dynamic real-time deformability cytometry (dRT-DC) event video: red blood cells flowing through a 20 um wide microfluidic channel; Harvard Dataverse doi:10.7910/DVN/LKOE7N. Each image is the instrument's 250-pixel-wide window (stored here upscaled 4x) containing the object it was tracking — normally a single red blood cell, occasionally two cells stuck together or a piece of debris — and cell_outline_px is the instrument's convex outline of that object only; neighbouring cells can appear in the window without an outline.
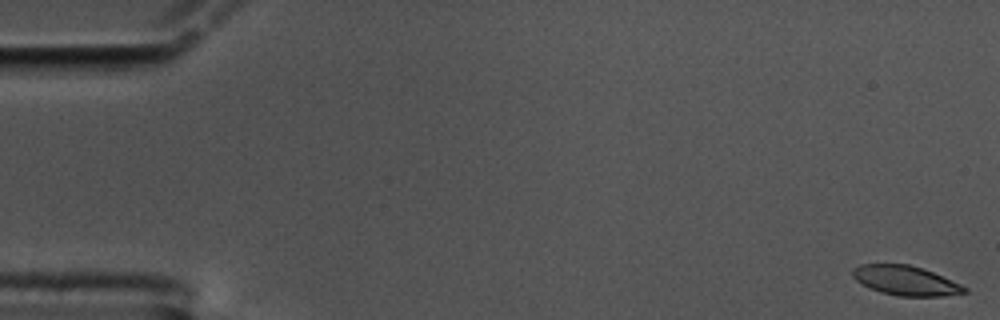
{"species": "common noctule bat (a hibernating species)", "species_latin": "Nyctalus noctula", "temperature_condition": "cold", "stored_images_in_passage": 59, "camera_frame_rate_fps": 3000, "um_per_image_px": 0.085, "animal": {"sex": "male", "body_mass_g": 17.5, "forearm_length_mm": 52.3}, "frame": {"image": 1, "passage_image": 1, "time_ms": 0.0, "image_size_px": [1000, 320], "cell_outline_px": [[968, 292], [944, 296], [900, 296], [880, 292], [868, 288], [856, 280], [852, 276], [852, 268], [860, 264], [908, 264], [932, 272], [960, 284], [968, 288]], "centroid_in_image_um": [76.94, 23.85], "position_along_channel_um": 8.1, "area_um2": 19.19}}
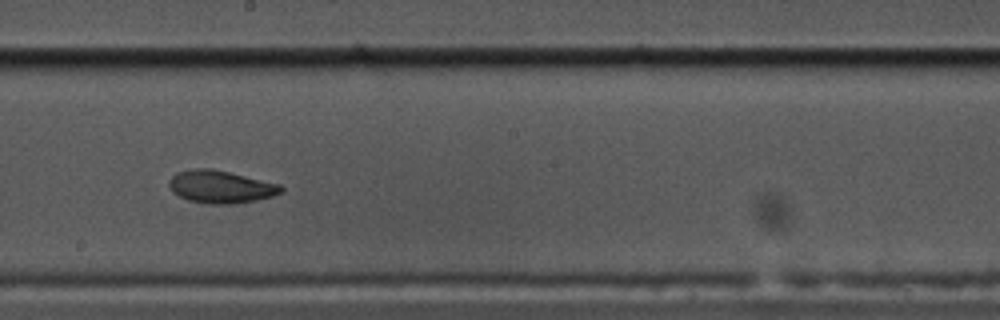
{"frame": {"image": 2, "passage_image": 33, "time_ms": 10.667, "image_size_px": [1000, 320], "cell_outline_px": [[284, 192], [272, 196], [256, 200], [236, 204], [208, 204], [188, 200], [172, 192], [168, 184], [168, 180], [176, 172], [192, 168], [208, 168], [228, 172], [280, 184], [284, 188]], "centroid_in_image_um": [18.74, 15.88], "position_along_channel_um": 229.5, "area_um2": 21.39}}
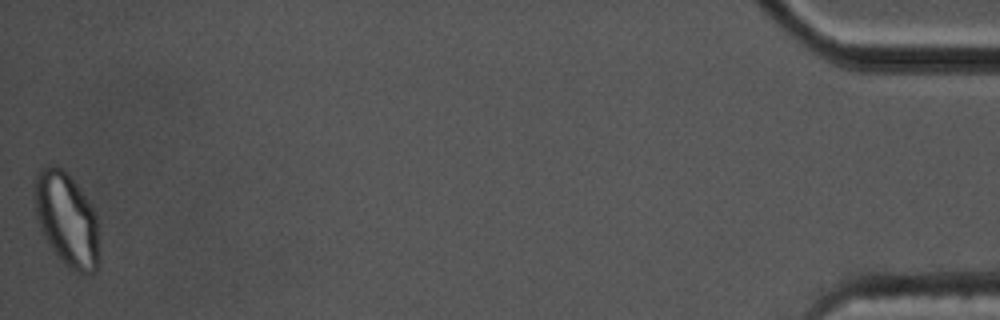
{"frame": {"image": 3, "passage_image": 59, "time_ms": 19.333, "image_size_px": [1000, 320], "cell_outline_px": [[100, 224], [96, 272], [76, 272], [68, 268], [60, 260], [48, 244], [40, 228], [36, 216], [32, 184], [36, 172], [48, 164], [56, 164], [76, 184], [92, 208]], "centroid_in_image_um": [5.63, 18.63], "position_along_channel_um": 429.6, "area_um2": 35.55}, "authors_computed_cell_mechanics": {"area_um2": 20.7502, "velocity_mm_per_s": 3.4092, "shape_relaxation_time_tau1_ms": 10.2094, "shape_relaxation_time_tau2_ms": 2.2818, "deformation_change_tau1": 0.2345, "deformation_change_tau2": 0.0562}}